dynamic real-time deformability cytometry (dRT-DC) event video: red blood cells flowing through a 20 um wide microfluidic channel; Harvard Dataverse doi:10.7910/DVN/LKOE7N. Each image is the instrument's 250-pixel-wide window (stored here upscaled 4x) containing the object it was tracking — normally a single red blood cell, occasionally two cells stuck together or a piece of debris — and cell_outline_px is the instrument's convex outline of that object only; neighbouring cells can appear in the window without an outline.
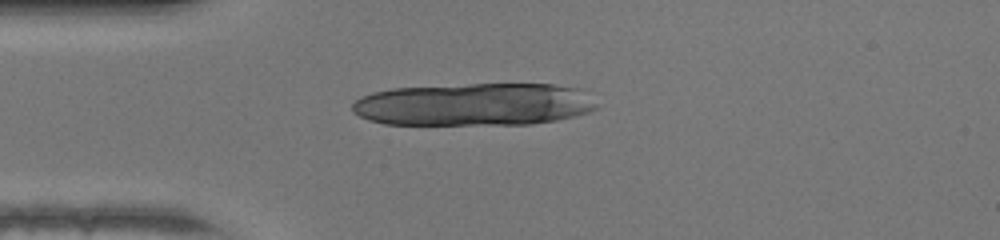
{"species": "human", "species_latin": "Homo sapiens", "temperature_condition": "warm", "stored_images_in_passage": 10, "camera_frame_rate_fps": 3000, "um_per_image_px": 0.085, "donor": {"sex": "female"}, "frame": {"image": 1, "passage_image": 1, "time_ms": 0.0, "image_size_px": [1000, 240], "cell_outline_px": [[596, 108], [588, 112], [556, 120], [528, 124], [384, 124], [368, 120], [352, 112], [352, 104], [360, 96], [372, 92], [392, 88], [468, 84], [552, 84], [576, 88], [596, 104]], "centroid_in_image_um": [40.2, 8.87], "position_along_channel_um": 44.8, "area_um2": 60.46}}
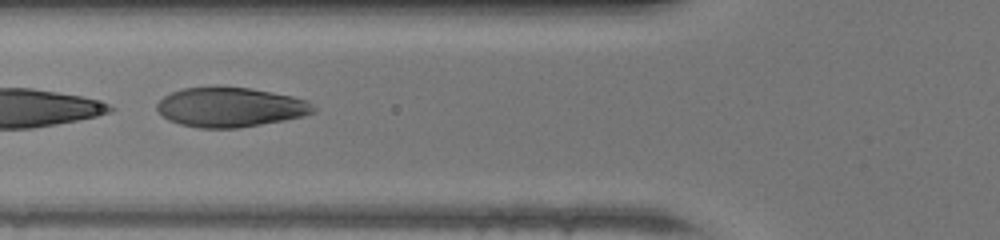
{"frame": {"image": 2, "passage_image": 7, "time_ms": 2.0, "image_size_px": [1000, 240], "cell_outline_px": [[316, 112], [304, 116], [284, 120], [236, 128], [200, 128], [180, 124], [168, 120], [156, 108], [156, 104], [164, 96], [172, 92], [184, 88], [248, 88], [292, 96], [308, 100], [316, 108]], "centroid_in_image_um": [19.6, 9.13], "position_along_channel_um": 106.2, "area_um2": 35.6}}